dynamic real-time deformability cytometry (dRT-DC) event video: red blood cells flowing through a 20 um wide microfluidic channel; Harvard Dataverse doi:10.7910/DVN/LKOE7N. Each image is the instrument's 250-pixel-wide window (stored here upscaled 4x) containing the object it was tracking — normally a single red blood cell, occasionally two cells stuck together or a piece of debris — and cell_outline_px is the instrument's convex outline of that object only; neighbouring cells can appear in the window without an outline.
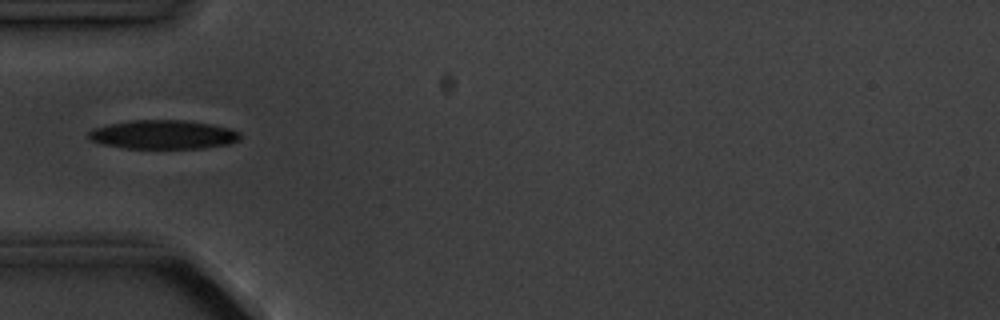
{"species": "common noctule bat (a hibernating species)", "species_latin": "Nyctalus noctula", "temperature_condition": "cold", "stored_images_in_passage": 4, "camera_frame_rate_fps": 3000, "um_per_image_px": 0.085, "animal": {"sex": "male", "body_mass_g": 20.1, "forearm_length_mm": 53.5}, "frame": {"image": 1, "passage_image": 4, "time_ms": 3.333, "image_size_px": [1000, 320], "cell_outline_px": [[240, 140], [228, 144], [204, 148], [124, 148], [100, 144], [92, 140], [88, 136], [88, 132], [92, 128], [108, 124], [128, 120], [184, 120], [212, 124], [232, 128], [240, 132]], "centroid_in_image_um": [13.88, 11.43], "position_along_channel_um": 71.1, "area_um2": 25.78}}